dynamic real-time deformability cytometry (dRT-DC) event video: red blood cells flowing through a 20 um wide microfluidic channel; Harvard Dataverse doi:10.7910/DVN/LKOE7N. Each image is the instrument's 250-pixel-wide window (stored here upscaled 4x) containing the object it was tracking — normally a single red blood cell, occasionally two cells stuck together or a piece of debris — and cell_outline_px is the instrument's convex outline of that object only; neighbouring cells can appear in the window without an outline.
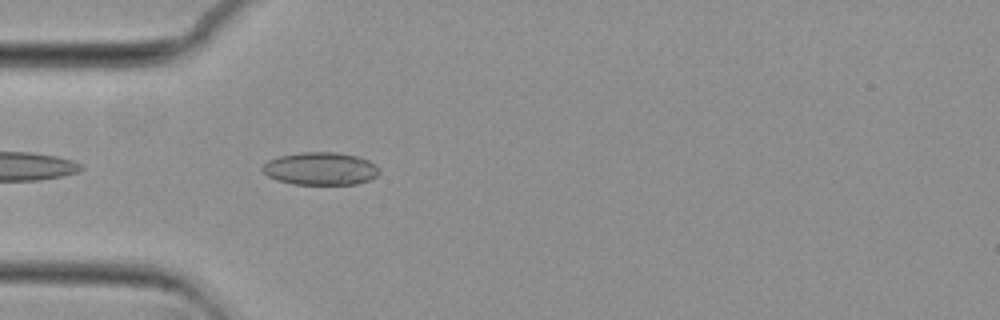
{"species": "common noctule bat (a hibernating species)", "species_latin": "Nyctalus noctula", "temperature_condition": "cold", "stored_images_in_passage": 43, "camera_frame_rate_fps": 3000, "um_per_image_px": 0.085, "animal": {"sex": "female", "body_mass_g": 29.2, "forearm_length_mm": 56.3}, "frame": {"image": 1, "passage_image": 3, "time_ms": 0.667, "image_size_px": [1000, 320], "cell_outline_px": [[380, 172], [376, 176], [368, 180], [356, 184], [292, 184], [276, 180], [268, 176], [260, 168], [268, 160], [280, 156], [300, 152], [336, 152], [356, 156], [368, 160], [376, 164]], "centroid_in_image_um": [27.23, 14.33], "position_along_channel_um": 57.8, "area_um2": 22.31}}
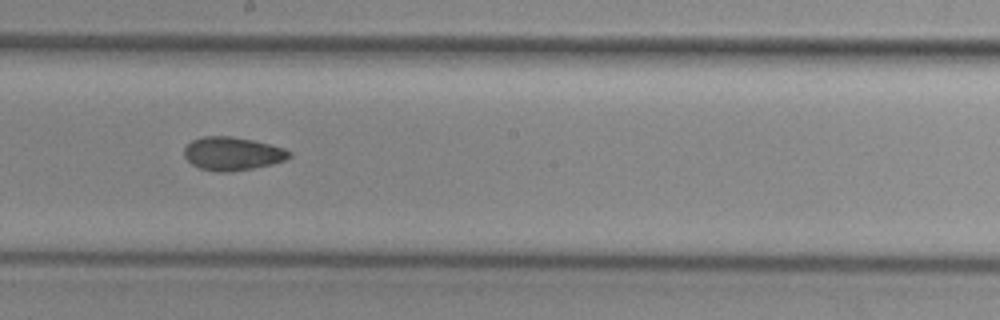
{"frame": {"image": 2, "passage_image": 17, "time_ms": 5.333, "image_size_px": [1000, 320], "cell_outline_px": [[292, 156], [284, 160], [272, 164], [252, 168], [228, 172], [216, 172], [200, 168], [192, 164], [184, 156], [184, 148], [192, 140], [204, 136], [232, 136], [252, 140], [284, 148], [292, 152]], "centroid_in_image_um": [19.75, 13.06], "position_along_channel_um": 228.4, "area_um2": 20.35}}
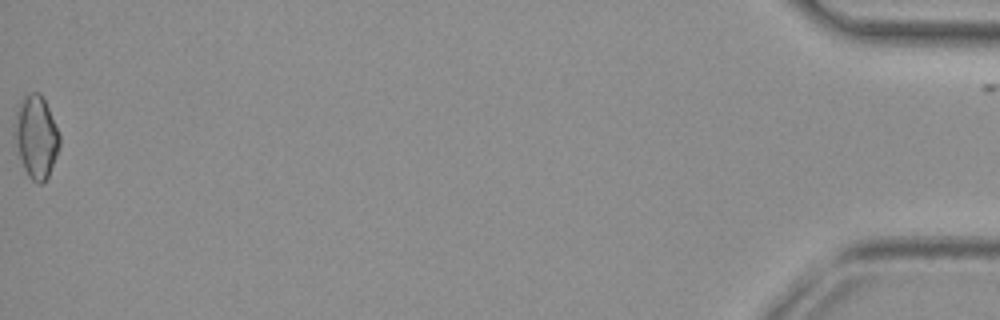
{"frame": {"image": 3, "passage_image": 42, "time_ms": 13.667, "image_size_px": [1000, 320], "cell_outline_px": [[60, 144], [56, 156], [48, 176], [40, 184], [36, 184], [28, 176], [16, 152], [12, 132], [16, 112], [20, 100], [28, 92], [40, 92], [48, 108], [60, 136]], "centroid_in_image_um": [3.02, 11.62], "position_along_channel_um": 432.2, "area_um2": 21.91}, "authors_computed_cell_mechanics": {"area_um2": 20.1722, "velocity_mm_per_s": 3.7337, "shape_relaxation_time_tau1_ms": null, "shape_relaxation_time_tau2_ms": 7.1391, "deformation_change_tau1": null, "deformation_change_tau2": 0.1176}}